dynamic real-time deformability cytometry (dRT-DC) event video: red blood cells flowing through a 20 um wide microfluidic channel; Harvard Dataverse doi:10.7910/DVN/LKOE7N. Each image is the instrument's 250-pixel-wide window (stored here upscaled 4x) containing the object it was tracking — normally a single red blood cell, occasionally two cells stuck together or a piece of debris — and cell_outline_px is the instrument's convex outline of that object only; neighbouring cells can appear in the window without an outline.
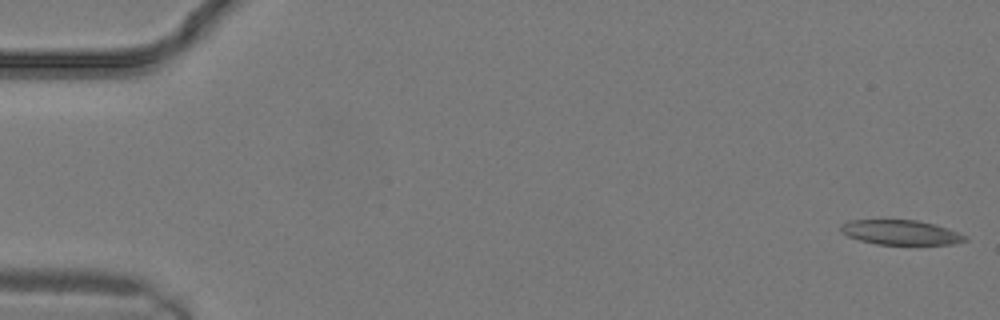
{"species": "common noctule bat (a hibernating species)", "species_latin": "Nyctalus noctula", "temperature_condition": "warm", "stored_images_in_passage": 10, "camera_frame_rate_fps": 3000, "um_per_image_px": 0.085, "animal": {"sex": "male", "body_mass_g": 19.2, "forearm_length_mm": 51.8}, "frame": {"image": 1, "passage_image": 1, "time_ms": 0.0, "image_size_px": [1000, 320], "cell_outline_px": [[968, 240], [952, 244], [876, 244], [860, 240], [848, 236], [840, 232], [840, 224], [848, 220], [920, 220], [936, 224], [948, 228], [968, 236]], "centroid_in_image_um": [76.57, 19.74], "position_along_channel_um": 8.4, "area_um2": 18.03}}
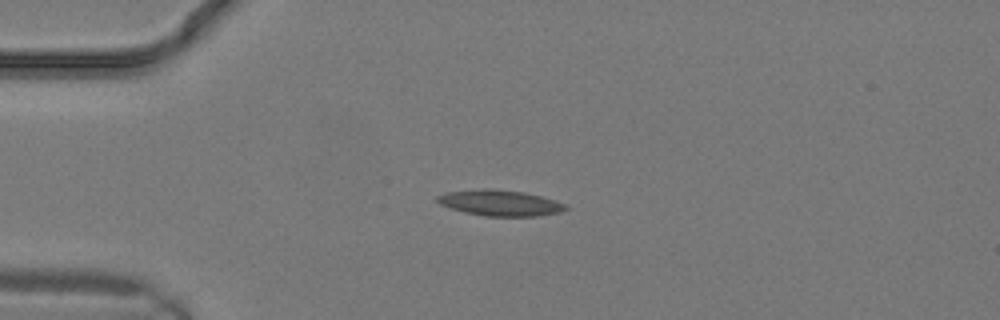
{"frame": {"image": 2, "passage_image": 7, "time_ms": 2.0, "image_size_px": [1000, 320], "cell_outline_px": [[568, 208], [560, 212], [540, 216], [484, 216], [464, 212], [440, 204], [436, 200], [436, 196], [444, 192], [484, 188], [492, 188], [524, 192], [556, 200], [568, 204]], "centroid_in_image_um": [42.52, 17.24], "position_along_channel_um": 42.5, "area_um2": 19.54}}
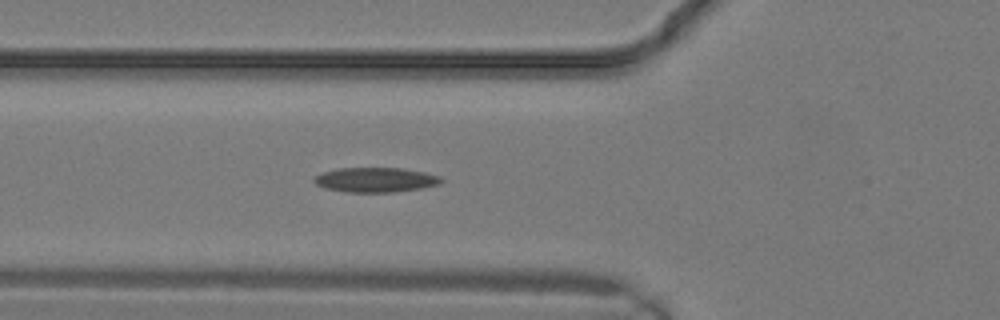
{"frame": {"image": 3, "passage_image": 10, "time_ms": 3.0, "image_size_px": [1000, 320], "cell_outline_px": [[444, 180], [440, 184], [420, 188], [392, 192], [348, 192], [324, 188], [316, 184], [312, 180], [320, 172], [336, 168], [400, 168], [424, 172], [440, 176]], "centroid_in_image_um": [31.89, 15.28], "position_along_channel_um": 93.9, "area_um2": 18.32}}